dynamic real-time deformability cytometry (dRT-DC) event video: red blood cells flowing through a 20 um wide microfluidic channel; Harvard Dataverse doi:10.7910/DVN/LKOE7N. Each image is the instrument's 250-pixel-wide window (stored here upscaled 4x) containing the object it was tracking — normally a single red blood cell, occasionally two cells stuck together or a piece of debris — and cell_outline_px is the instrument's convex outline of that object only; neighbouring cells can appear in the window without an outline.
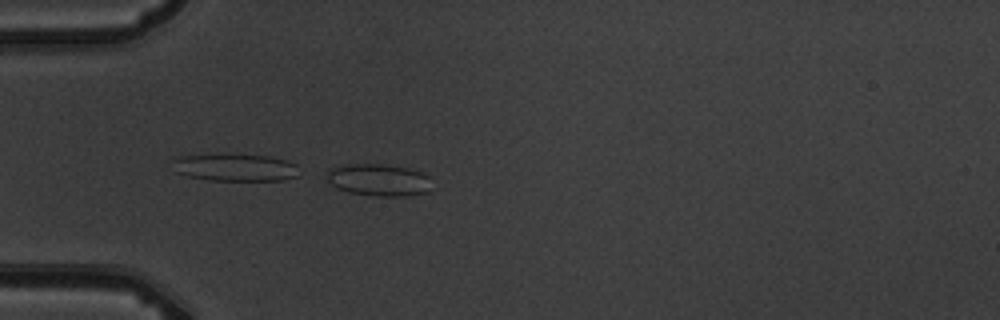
{"species": "common noctule bat (a hibernating species)", "species_latin": "Nyctalus noctula", "temperature_condition": "warm", "stored_images_in_passage": 5, "camera_frame_rate_fps": 3000, "um_per_image_px": 0.085, "animal": {"sex": "male", "body_mass_g": 19.5, "forearm_length_mm": 54.6}, "frame": {"image": 1, "passage_image": 4, "time_ms": 4.333, "image_size_px": [1000, 320], "cell_outline_px": [[428, 192], [404, 196], [376, 196], [348, 192], [336, 188], [324, 176], [328, 168], [344, 164], [380, 164], [408, 168], [424, 172], [428, 176]], "centroid_in_image_um": [32.12, 15.28], "position_along_channel_um": 52.9, "area_um2": 19.71}}